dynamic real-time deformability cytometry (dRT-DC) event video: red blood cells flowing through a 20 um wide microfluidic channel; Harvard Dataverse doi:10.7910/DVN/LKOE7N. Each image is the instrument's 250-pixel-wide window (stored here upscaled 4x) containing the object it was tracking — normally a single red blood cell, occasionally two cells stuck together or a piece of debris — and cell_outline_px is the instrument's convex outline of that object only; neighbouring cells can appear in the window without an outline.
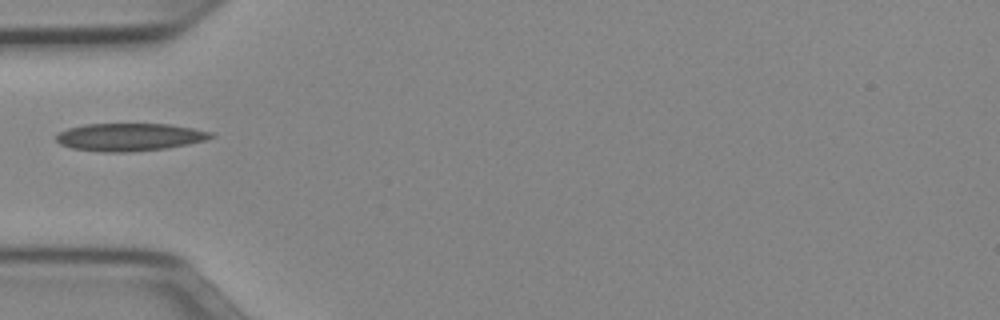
{"species": "Egyptian fruit bat (a non-hibernating species)", "species_latin": "Rousettus aegyptiacus", "temperature_condition": "cold", "stored_images_in_passage": 12, "camera_frame_rate_fps": 3000, "um_per_image_px": 0.085, "animal": {"sex": "female"}, "frame": {"image": 1, "passage_image": 1, "time_ms": 0.0, "image_size_px": [1000, 320], "cell_outline_px": [[216, 136], [204, 140], [188, 144], [168, 148], [128, 152], [104, 152], [72, 148], [60, 144], [56, 140], [56, 136], [60, 132], [68, 128], [84, 124], [168, 124], [192, 128], [212, 132]], "centroid_in_image_um": [11.02, 11.65], "position_along_channel_um": 74.0, "area_um2": 24.91}}